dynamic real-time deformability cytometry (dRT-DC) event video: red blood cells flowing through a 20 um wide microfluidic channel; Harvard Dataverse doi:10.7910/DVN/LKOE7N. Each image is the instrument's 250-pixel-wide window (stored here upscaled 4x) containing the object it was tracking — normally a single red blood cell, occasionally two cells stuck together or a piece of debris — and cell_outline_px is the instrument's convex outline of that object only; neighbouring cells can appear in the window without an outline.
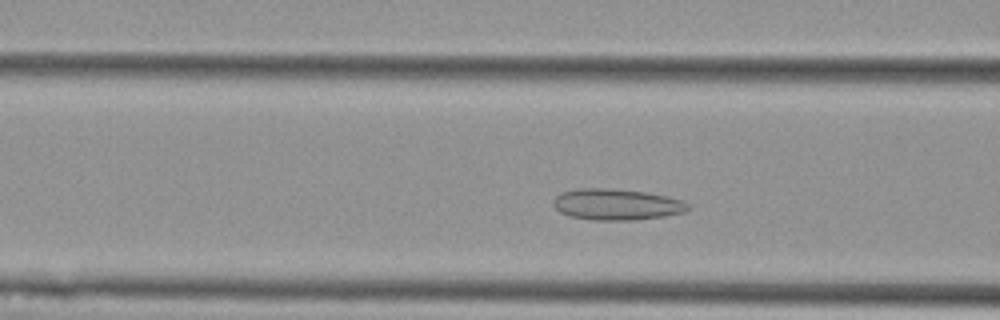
{"species": "Egyptian fruit bat (a non-hibernating species)", "species_latin": "Rousettus aegyptiacus", "temperature_condition": "cold", "stored_images_in_passage": 45, "camera_frame_rate_fps": 3000, "um_per_image_px": 0.085, "animal": {"sex": "female"}, "frame": {"image": 1, "passage_image": 11, "time_ms": 3.333, "image_size_px": [1000, 320], "cell_outline_px": [[692, 208], [684, 212], [664, 216], [632, 220], [592, 220], [568, 216], [560, 212], [552, 204], [552, 200], [560, 192], [580, 188], [612, 188], [644, 192], [668, 196], [684, 200], [692, 204]], "centroid_in_image_um": [52.43, 17.37], "position_along_channel_um": 114.2, "area_um2": 24.85}}
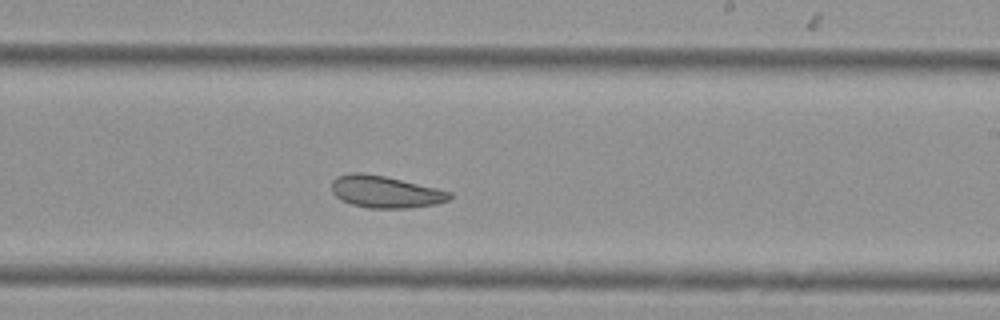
{"frame": {"image": 2, "passage_image": 23, "time_ms": 7.333, "image_size_px": [1000, 320], "cell_outline_px": [[452, 196], [448, 200], [436, 204], [408, 208], [368, 208], [352, 204], [340, 200], [332, 192], [332, 180], [336, 176], [352, 172], [360, 172], [384, 176], [436, 188], [452, 192]], "centroid_in_image_um": [32.72, 16.3], "position_along_channel_um": 256.3, "area_um2": 21.96}}
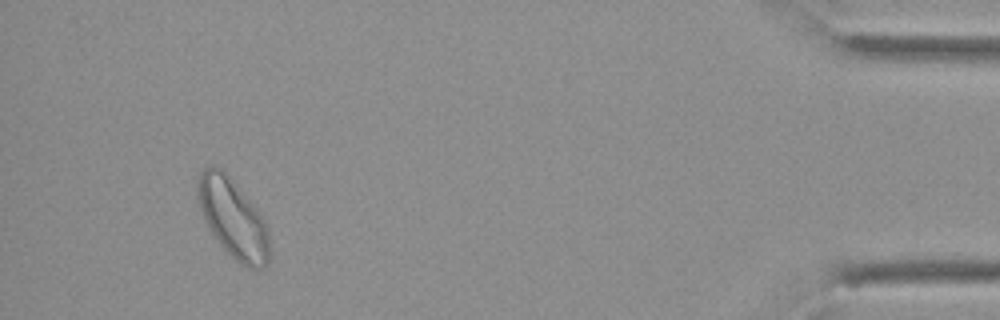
{"frame": {"image": 3, "passage_image": 42, "time_ms": 13.667, "image_size_px": [1000, 320], "cell_outline_px": [[268, 264], [264, 268], [256, 272], [252, 272], [240, 264], [216, 240], [208, 228], [196, 200], [196, 180], [200, 172], [204, 168], [212, 164], [220, 168], [236, 184], [252, 204], [264, 220], [268, 228]], "centroid_in_image_um": [19.77, 18.58], "position_along_channel_um": 415.4, "area_um2": 33.35}, "authors_computed_cell_mechanics": {"area_um2": 24.3916, "velocity_mm_per_s": 3.5648, "shape_relaxation_time_tau1_ms": null, "shape_relaxation_time_tau2_ms": 2.8615, "deformation_change_tau1": null, "deformation_change_tau2": 0.0832}}